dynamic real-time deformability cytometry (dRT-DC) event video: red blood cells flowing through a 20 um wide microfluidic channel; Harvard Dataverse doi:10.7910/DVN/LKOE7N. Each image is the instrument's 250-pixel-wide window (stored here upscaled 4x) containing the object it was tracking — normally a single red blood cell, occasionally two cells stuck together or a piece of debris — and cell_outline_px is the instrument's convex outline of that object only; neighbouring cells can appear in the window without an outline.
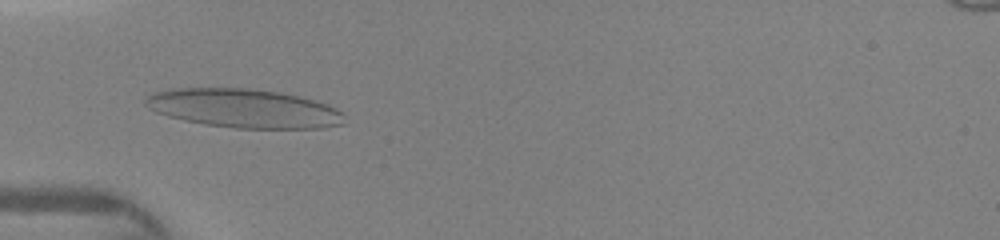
{"species": "human", "species_latin": "Homo sapiens", "temperature_condition": "warm", "stored_images_in_passage": 46, "camera_frame_rate_fps": 3000, "um_per_image_px": 0.085, "donor": {"sex": "female"}, "frame": {"image": 1, "passage_image": 15, "time_ms": 4.667, "image_size_px": [1000, 240], "cell_outline_px": [[344, 124], [324, 128], [236, 128], [204, 124], [184, 120], [168, 116], [156, 112], [148, 108], [144, 104], [144, 100], [152, 92], [168, 88], [248, 88], [280, 92], [328, 104], [336, 108], [344, 116]], "centroid_in_image_um": [20.69, 9.21], "position_along_channel_um": 64.3, "area_um2": 45.08}}
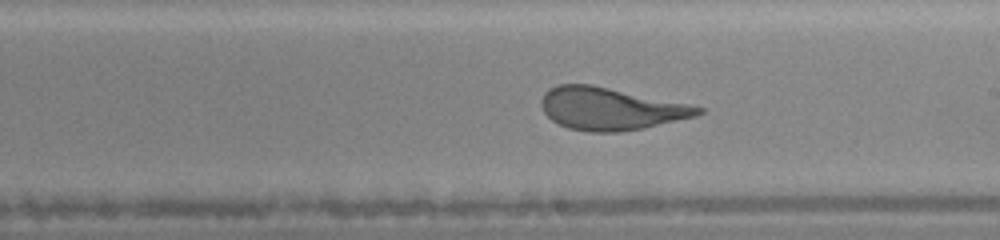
{"frame": {"image": 2, "passage_image": 27, "time_ms": 8.667, "image_size_px": [1000, 240], "cell_outline_px": [[704, 112], [696, 116], [644, 128], [620, 132], [588, 132], [568, 128], [552, 120], [544, 112], [540, 104], [540, 100], [544, 92], [548, 88], [556, 84], [592, 84], [688, 104], [704, 108]], "centroid_in_image_um": [51.85, 9.24], "position_along_channel_um": 237.1, "area_um2": 38.78}}
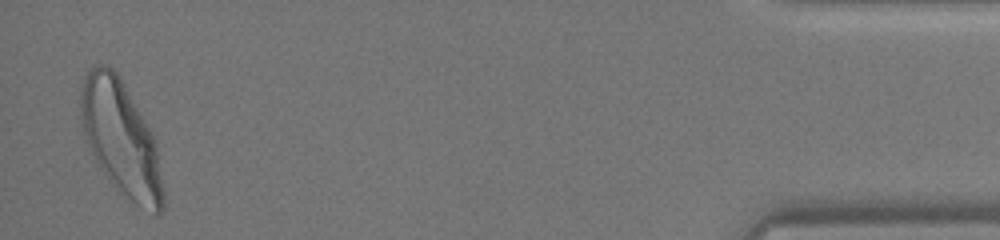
{"frame": {"image": 3, "passage_image": 45, "time_ms": 14.667, "image_size_px": [1000, 240], "cell_outline_px": [[164, 208], [156, 216], [136, 204], [112, 184], [100, 168], [84, 140], [80, 116], [80, 92], [84, 76], [96, 64], [108, 64], [120, 76], [156, 140], [164, 192]], "centroid_in_image_um": [10.27, 11.76], "position_along_channel_um": 424.9, "area_um2": 55.2}}